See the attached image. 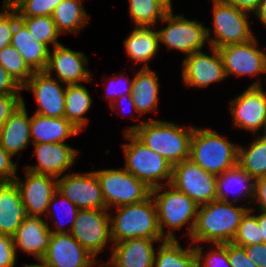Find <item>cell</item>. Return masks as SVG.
Instances as JSON below:
<instances>
[{
  "label": "cell",
  "instance_id": "6da1fadb",
  "mask_svg": "<svg viewBox=\"0 0 266 267\" xmlns=\"http://www.w3.org/2000/svg\"><path fill=\"white\" fill-rule=\"evenodd\" d=\"M145 146L163 156L172 166L190 158V141L194 126H179L159 119L146 120L124 127Z\"/></svg>",
  "mask_w": 266,
  "mask_h": 267
},
{
  "label": "cell",
  "instance_id": "7a4b0ae2",
  "mask_svg": "<svg viewBox=\"0 0 266 267\" xmlns=\"http://www.w3.org/2000/svg\"><path fill=\"white\" fill-rule=\"evenodd\" d=\"M247 206L214 200L200 205L190 242L200 245L224 244L232 242L235 238L242 216L250 209Z\"/></svg>",
  "mask_w": 266,
  "mask_h": 267
},
{
  "label": "cell",
  "instance_id": "3957f363",
  "mask_svg": "<svg viewBox=\"0 0 266 267\" xmlns=\"http://www.w3.org/2000/svg\"><path fill=\"white\" fill-rule=\"evenodd\" d=\"M115 209L116 214L109 210L113 243L133 238L165 239L159 228L157 209L151 195L142 202Z\"/></svg>",
  "mask_w": 266,
  "mask_h": 267
},
{
  "label": "cell",
  "instance_id": "277c9868",
  "mask_svg": "<svg viewBox=\"0 0 266 267\" xmlns=\"http://www.w3.org/2000/svg\"><path fill=\"white\" fill-rule=\"evenodd\" d=\"M151 196L156 205L162 236L166 240H177L174 231L187 225V235L190 238L199 205L170 184L151 189Z\"/></svg>",
  "mask_w": 266,
  "mask_h": 267
},
{
  "label": "cell",
  "instance_id": "5b68a950",
  "mask_svg": "<svg viewBox=\"0 0 266 267\" xmlns=\"http://www.w3.org/2000/svg\"><path fill=\"white\" fill-rule=\"evenodd\" d=\"M238 146L217 130L194 126L190 159L206 172L219 175L238 164Z\"/></svg>",
  "mask_w": 266,
  "mask_h": 267
},
{
  "label": "cell",
  "instance_id": "8992f818",
  "mask_svg": "<svg viewBox=\"0 0 266 267\" xmlns=\"http://www.w3.org/2000/svg\"><path fill=\"white\" fill-rule=\"evenodd\" d=\"M124 139L128 142L122 145L126 171L151 189L170 184L172 165L163 156L145 146L132 133L124 134Z\"/></svg>",
  "mask_w": 266,
  "mask_h": 267
},
{
  "label": "cell",
  "instance_id": "52a82bcc",
  "mask_svg": "<svg viewBox=\"0 0 266 267\" xmlns=\"http://www.w3.org/2000/svg\"><path fill=\"white\" fill-rule=\"evenodd\" d=\"M213 29L207 28L209 45L215 48L240 44L255 37L249 23V13L222 0H212ZM213 30V31H212ZM214 36H212V33ZM213 37V38H212Z\"/></svg>",
  "mask_w": 266,
  "mask_h": 267
},
{
  "label": "cell",
  "instance_id": "ba28073f",
  "mask_svg": "<svg viewBox=\"0 0 266 267\" xmlns=\"http://www.w3.org/2000/svg\"><path fill=\"white\" fill-rule=\"evenodd\" d=\"M94 172L98 177L108 210L142 202L151 195V188L124 168L101 169Z\"/></svg>",
  "mask_w": 266,
  "mask_h": 267
},
{
  "label": "cell",
  "instance_id": "9c48e42d",
  "mask_svg": "<svg viewBox=\"0 0 266 267\" xmlns=\"http://www.w3.org/2000/svg\"><path fill=\"white\" fill-rule=\"evenodd\" d=\"M161 22L167 26L157 30L159 43H163L167 50H177L187 56L203 50L206 42L209 46L207 27L202 22L188 20L184 14L174 15L173 10H169Z\"/></svg>",
  "mask_w": 266,
  "mask_h": 267
},
{
  "label": "cell",
  "instance_id": "30bf717a",
  "mask_svg": "<svg viewBox=\"0 0 266 267\" xmlns=\"http://www.w3.org/2000/svg\"><path fill=\"white\" fill-rule=\"evenodd\" d=\"M261 79L249 84L241 94L229 101L233 128L244 129L251 134L266 128V91Z\"/></svg>",
  "mask_w": 266,
  "mask_h": 267
},
{
  "label": "cell",
  "instance_id": "8fae6325",
  "mask_svg": "<svg viewBox=\"0 0 266 267\" xmlns=\"http://www.w3.org/2000/svg\"><path fill=\"white\" fill-rule=\"evenodd\" d=\"M70 234L97 260L107 245L113 243L109 210H79Z\"/></svg>",
  "mask_w": 266,
  "mask_h": 267
},
{
  "label": "cell",
  "instance_id": "7c38bea8",
  "mask_svg": "<svg viewBox=\"0 0 266 267\" xmlns=\"http://www.w3.org/2000/svg\"><path fill=\"white\" fill-rule=\"evenodd\" d=\"M170 185L199 206L217 200L216 175L206 172L190 158L172 166Z\"/></svg>",
  "mask_w": 266,
  "mask_h": 267
},
{
  "label": "cell",
  "instance_id": "4fadbf2b",
  "mask_svg": "<svg viewBox=\"0 0 266 267\" xmlns=\"http://www.w3.org/2000/svg\"><path fill=\"white\" fill-rule=\"evenodd\" d=\"M255 36L248 42L218 48L226 77L257 76L266 73V50L258 46Z\"/></svg>",
  "mask_w": 266,
  "mask_h": 267
},
{
  "label": "cell",
  "instance_id": "5bb4252c",
  "mask_svg": "<svg viewBox=\"0 0 266 267\" xmlns=\"http://www.w3.org/2000/svg\"><path fill=\"white\" fill-rule=\"evenodd\" d=\"M209 48L211 55L200 50L183 58L181 77L186 88H206L227 78L218 48Z\"/></svg>",
  "mask_w": 266,
  "mask_h": 267
},
{
  "label": "cell",
  "instance_id": "9a60e30c",
  "mask_svg": "<svg viewBox=\"0 0 266 267\" xmlns=\"http://www.w3.org/2000/svg\"><path fill=\"white\" fill-rule=\"evenodd\" d=\"M57 191L75 204L79 210L107 209L94 171L68 173L57 178Z\"/></svg>",
  "mask_w": 266,
  "mask_h": 267
},
{
  "label": "cell",
  "instance_id": "2e32d148",
  "mask_svg": "<svg viewBox=\"0 0 266 267\" xmlns=\"http://www.w3.org/2000/svg\"><path fill=\"white\" fill-rule=\"evenodd\" d=\"M88 61L89 58L83 52L73 51L59 44L49 51L48 63L44 71L48 75H52L54 71L56 73L54 78L65 85L93 83L87 68Z\"/></svg>",
  "mask_w": 266,
  "mask_h": 267
},
{
  "label": "cell",
  "instance_id": "e0dca14e",
  "mask_svg": "<svg viewBox=\"0 0 266 267\" xmlns=\"http://www.w3.org/2000/svg\"><path fill=\"white\" fill-rule=\"evenodd\" d=\"M22 90L34 94L38 104L34 113L51 118L64 117L66 85L52 75L45 71L34 72Z\"/></svg>",
  "mask_w": 266,
  "mask_h": 267
},
{
  "label": "cell",
  "instance_id": "ac0fdd59",
  "mask_svg": "<svg viewBox=\"0 0 266 267\" xmlns=\"http://www.w3.org/2000/svg\"><path fill=\"white\" fill-rule=\"evenodd\" d=\"M23 170H25V179L21 180L18 175L15 178L22 202L28 216L42 217L46 214L49 202L57 191V178L25 168Z\"/></svg>",
  "mask_w": 266,
  "mask_h": 267
},
{
  "label": "cell",
  "instance_id": "d6986e66",
  "mask_svg": "<svg viewBox=\"0 0 266 267\" xmlns=\"http://www.w3.org/2000/svg\"><path fill=\"white\" fill-rule=\"evenodd\" d=\"M41 260L49 267H96L98 264L70 233H52Z\"/></svg>",
  "mask_w": 266,
  "mask_h": 267
},
{
  "label": "cell",
  "instance_id": "ffe728a7",
  "mask_svg": "<svg viewBox=\"0 0 266 267\" xmlns=\"http://www.w3.org/2000/svg\"><path fill=\"white\" fill-rule=\"evenodd\" d=\"M34 154L38 163L27 165L25 169L35 173L51 175L56 178L62 177L63 174L77 160L79 150L71 147L66 143H39L32 144Z\"/></svg>",
  "mask_w": 266,
  "mask_h": 267
},
{
  "label": "cell",
  "instance_id": "44dd1931",
  "mask_svg": "<svg viewBox=\"0 0 266 267\" xmlns=\"http://www.w3.org/2000/svg\"><path fill=\"white\" fill-rule=\"evenodd\" d=\"M166 239L133 238L113 243L108 262L113 267H153L156 247Z\"/></svg>",
  "mask_w": 266,
  "mask_h": 267
},
{
  "label": "cell",
  "instance_id": "7402d4cb",
  "mask_svg": "<svg viewBox=\"0 0 266 267\" xmlns=\"http://www.w3.org/2000/svg\"><path fill=\"white\" fill-rule=\"evenodd\" d=\"M43 217L28 216L18 227L13 235L14 246L25 254L32 255L41 260L48 248L52 232L49 229V221ZM47 221V222H46Z\"/></svg>",
  "mask_w": 266,
  "mask_h": 267
},
{
  "label": "cell",
  "instance_id": "603a6c76",
  "mask_svg": "<svg viewBox=\"0 0 266 267\" xmlns=\"http://www.w3.org/2000/svg\"><path fill=\"white\" fill-rule=\"evenodd\" d=\"M234 187L235 190L236 187H238V189L236 190L237 192H233L234 196L230 200L228 198H230L229 195H231ZM254 189L255 180L238 164L225 170L222 174L216 175L217 200L232 204H238L243 201L246 202L247 200V204L252 205L254 199Z\"/></svg>",
  "mask_w": 266,
  "mask_h": 267
},
{
  "label": "cell",
  "instance_id": "cb8c5ba5",
  "mask_svg": "<svg viewBox=\"0 0 266 267\" xmlns=\"http://www.w3.org/2000/svg\"><path fill=\"white\" fill-rule=\"evenodd\" d=\"M27 217L16 181H0V234L13 236Z\"/></svg>",
  "mask_w": 266,
  "mask_h": 267
},
{
  "label": "cell",
  "instance_id": "d4e9b609",
  "mask_svg": "<svg viewBox=\"0 0 266 267\" xmlns=\"http://www.w3.org/2000/svg\"><path fill=\"white\" fill-rule=\"evenodd\" d=\"M23 103L7 119L0 129V145L12 156L28 147L31 141L30 120L27 107Z\"/></svg>",
  "mask_w": 266,
  "mask_h": 267
},
{
  "label": "cell",
  "instance_id": "484cf974",
  "mask_svg": "<svg viewBox=\"0 0 266 267\" xmlns=\"http://www.w3.org/2000/svg\"><path fill=\"white\" fill-rule=\"evenodd\" d=\"M157 72L148 68H141L133 77L131 97L138 116L155 112L159 105L160 82Z\"/></svg>",
  "mask_w": 266,
  "mask_h": 267
},
{
  "label": "cell",
  "instance_id": "4316f807",
  "mask_svg": "<svg viewBox=\"0 0 266 267\" xmlns=\"http://www.w3.org/2000/svg\"><path fill=\"white\" fill-rule=\"evenodd\" d=\"M32 144L65 143L80 131L65 117L51 118L34 113L30 120Z\"/></svg>",
  "mask_w": 266,
  "mask_h": 267
},
{
  "label": "cell",
  "instance_id": "83f0119b",
  "mask_svg": "<svg viewBox=\"0 0 266 267\" xmlns=\"http://www.w3.org/2000/svg\"><path fill=\"white\" fill-rule=\"evenodd\" d=\"M10 45L19 52L33 72L46 69L50 48L35 40L20 20L15 24Z\"/></svg>",
  "mask_w": 266,
  "mask_h": 267
},
{
  "label": "cell",
  "instance_id": "f1b7e54d",
  "mask_svg": "<svg viewBox=\"0 0 266 267\" xmlns=\"http://www.w3.org/2000/svg\"><path fill=\"white\" fill-rule=\"evenodd\" d=\"M156 29V26H135L124 40V48L129 59L135 63H144L143 68H148V62L153 60L160 50L161 44Z\"/></svg>",
  "mask_w": 266,
  "mask_h": 267
},
{
  "label": "cell",
  "instance_id": "f546056e",
  "mask_svg": "<svg viewBox=\"0 0 266 267\" xmlns=\"http://www.w3.org/2000/svg\"><path fill=\"white\" fill-rule=\"evenodd\" d=\"M153 267H199L194 245L184 248L178 240H165L155 251Z\"/></svg>",
  "mask_w": 266,
  "mask_h": 267
},
{
  "label": "cell",
  "instance_id": "4dcf8cb0",
  "mask_svg": "<svg viewBox=\"0 0 266 267\" xmlns=\"http://www.w3.org/2000/svg\"><path fill=\"white\" fill-rule=\"evenodd\" d=\"M51 17L60 34H79L90 19L82 0H62L55 7Z\"/></svg>",
  "mask_w": 266,
  "mask_h": 267
},
{
  "label": "cell",
  "instance_id": "1f68e13d",
  "mask_svg": "<svg viewBox=\"0 0 266 267\" xmlns=\"http://www.w3.org/2000/svg\"><path fill=\"white\" fill-rule=\"evenodd\" d=\"M89 90L82 84L66 85L64 117L82 132L89 123L85 114L92 107Z\"/></svg>",
  "mask_w": 266,
  "mask_h": 267
},
{
  "label": "cell",
  "instance_id": "d6a6232c",
  "mask_svg": "<svg viewBox=\"0 0 266 267\" xmlns=\"http://www.w3.org/2000/svg\"><path fill=\"white\" fill-rule=\"evenodd\" d=\"M256 135L248 148L238 146V165L254 180L266 177V140Z\"/></svg>",
  "mask_w": 266,
  "mask_h": 267
},
{
  "label": "cell",
  "instance_id": "836d02e7",
  "mask_svg": "<svg viewBox=\"0 0 266 267\" xmlns=\"http://www.w3.org/2000/svg\"><path fill=\"white\" fill-rule=\"evenodd\" d=\"M129 15L134 26H156L169 11L158 0H129Z\"/></svg>",
  "mask_w": 266,
  "mask_h": 267
},
{
  "label": "cell",
  "instance_id": "e575fe53",
  "mask_svg": "<svg viewBox=\"0 0 266 267\" xmlns=\"http://www.w3.org/2000/svg\"><path fill=\"white\" fill-rule=\"evenodd\" d=\"M56 205L57 206L59 205L58 207H60L61 209L58 208ZM55 207H56V209L58 208L57 213H60V210H61V212H62V213H60L61 216L56 214ZM78 212H79V209L77 208V206L75 204H73L69 199L64 197L61 193L56 191L54 193V195L52 196L51 201L49 202L48 209H47V212L45 215L47 219L52 218L51 220H53V218H55L53 221V222H55V223H53V226L50 227V225H48L50 231L52 233H70V231L73 227V224L75 223V219H76ZM68 214H69V216H68ZM56 215H57V217H56ZM66 216H68L70 218V220L67 221V223L65 222ZM68 222L71 223L69 225L70 226L69 228H68V226H66V224H69ZM64 223H66V224H64ZM53 227H54V229H52ZM65 228H68V229H65Z\"/></svg>",
  "mask_w": 266,
  "mask_h": 267
},
{
  "label": "cell",
  "instance_id": "d590c367",
  "mask_svg": "<svg viewBox=\"0 0 266 267\" xmlns=\"http://www.w3.org/2000/svg\"><path fill=\"white\" fill-rule=\"evenodd\" d=\"M19 20L27 27L35 40L44 43L48 48L62 44L58 41L61 35L51 16L19 17Z\"/></svg>",
  "mask_w": 266,
  "mask_h": 267
},
{
  "label": "cell",
  "instance_id": "8d00e7d4",
  "mask_svg": "<svg viewBox=\"0 0 266 267\" xmlns=\"http://www.w3.org/2000/svg\"><path fill=\"white\" fill-rule=\"evenodd\" d=\"M0 65L21 87L28 82L34 73L12 45L4 47L0 51Z\"/></svg>",
  "mask_w": 266,
  "mask_h": 267
},
{
  "label": "cell",
  "instance_id": "74e56055",
  "mask_svg": "<svg viewBox=\"0 0 266 267\" xmlns=\"http://www.w3.org/2000/svg\"><path fill=\"white\" fill-rule=\"evenodd\" d=\"M254 210L252 207L242 216L237 234L232 241L234 244L249 246L263 243L261 227L257 221V215L253 212Z\"/></svg>",
  "mask_w": 266,
  "mask_h": 267
},
{
  "label": "cell",
  "instance_id": "f35d334b",
  "mask_svg": "<svg viewBox=\"0 0 266 267\" xmlns=\"http://www.w3.org/2000/svg\"><path fill=\"white\" fill-rule=\"evenodd\" d=\"M203 244L195 245L194 249L198 257L199 267H231L226 250V243L211 244L208 252H204Z\"/></svg>",
  "mask_w": 266,
  "mask_h": 267
},
{
  "label": "cell",
  "instance_id": "ab89813d",
  "mask_svg": "<svg viewBox=\"0 0 266 267\" xmlns=\"http://www.w3.org/2000/svg\"><path fill=\"white\" fill-rule=\"evenodd\" d=\"M62 0H21L14 9L19 17L51 16Z\"/></svg>",
  "mask_w": 266,
  "mask_h": 267
},
{
  "label": "cell",
  "instance_id": "60d3db41",
  "mask_svg": "<svg viewBox=\"0 0 266 267\" xmlns=\"http://www.w3.org/2000/svg\"><path fill=\"white\" fill-rule=\"evenodd\" d=\"M0 11V51L9 46L14 32L15 24L19 21L18 12L10 6L1 4Z\"/></svg>",
  "mask_w": 266,
  "mask_h": 267
},
{
  "label": "cell",
  "instance_id": "b9f144b4",
  "mask_svg": "<svg viewBox=\"0 0 266 267\" xmlns=\"http://www.w3.org/2000/svg\"><path fill=\"white\" fill-rule=\"evenodd\" d=\"M124 81V82H123ZM133 79L127 78L123 72L119 75L115 74L110 77L108 85L105 87V95L109 106L119 97L123 95L131 94Z\"/></svg>",
  "mask_w": 266,
  "mask_h": 267
},
{
  "label": "cell",
  "instance_id": "7bdbcfd3",
  "mask_svg": "<svg viewBox=\"0 0 266 267\" xmlns=\"http://www.w3.org/2000/svg\"><path fill=\"white\" fill-rule=\"evenodd\" d=\"M17 254L13 236L0 234V267H15Z\"/></svg>",
  "mask_w": 266,
  "mask_h": 267
},
{
  "label": "cell",
  "instance_id": "ee69618b",
  "mask_svg": "<svg viewBox=\"0 0 266 267\" xmlns=\"http://www.w3.org/2000/svg\"><path fill=\"white\" fill-rule=\"evenodd\" d=\"M226 250L231 267H257L249 259L243 246L229 242L226 243Z\"/></svg>",
  "mask_w": 266,
  "mask_h": 267
},
{
  "label": "cell",
  "instance_id": "f6af8a7d",
  "mask_svg": "<svg viewBox=\"0 0 266 267\" xmlns=\"http://www.w3.org/2000/svg\"><path fill=\"white\" fill-rule=\"evenodd\" d=\"M22 103L21 95L0 94V129Z\"/></svg>",
  "mask_w": 266,
  "mask_h": 267
},
{
  "label": "cell",
  "instance_id": "bcb514c9",
  "mask_svg": "<svg viewBox=\"0 0 266 267\" xmlns=\"http://www.w3.org/2000/svg\"><path fill=\"white\" fill-rule=\"evenodd\" d=\"M13 156L0 145V181L15 180L17 176V162H13Z\"/></svg>",
  "mask_w": 266,
  "mask_h": 267
},
{
  "label": "cell",
  "instance_id": "7dc6e473",
  "mask_svg": "<svg viewBox=\"0 0 266 267\" xmlns=\"http://www.w3.org/2000/svg\"><path fill=\"white\" fill-rule=\"evenodd\" d=\"M22 87L0 65V94L21 95Z\"/></svg>",
  "mask_w": 266,
  "mask_h": 267
},
{
  "label": "cell",
  "instance_id": "c3c4849f",
  "mask_svg": "<svg viewBox=\"0 0 266 267\" xmlns=\"http://www.w3.org/2000/svg\"><path fill=\"white\" fill-rule=\"evenodd\" d=\"M249 259L257 267H266V244H252L249 246H243Z\"/></svg>",
  "mask_w": 266,
  "mask_h": 267
},
{
  "label": "cell",
  "instance_id": "681fc988",
  "mask_svg": "<svg viewBox=\"0 0 266 267\" xmlns=\"http://www.w3.org/2000/svg\"><path fill=\"white\" fill-rule=\"evenodd\" d=\"M254 203L257 204L258 210L266 212V177L255 180Z\"/></svg>",
  "mask_w": 266,
  "mask_h": 267
},
{
  "label": "cell",
  "instance_id": "f907efd6",
  "mask_svg": "<svg viewBox=\"0 0 266 267\" xmlns=\"http://www.w3.org/2000/svg\"><path fill=\"white\" fill-rule=\"evenodd\" d=\"M224 3L235 6L239 10L245 11L249 14H253L261 0H222Z\"/></svg>",
  "mask_w": 266,
  "mask_h": 267
},
{
  "label": "cell",
  "instance_id": "816d5d0a",
  "mask_svg": "<svg viewBox=\"0 0 266 267\" xmlns=\"http://www.w3.org/2000/svg\"><path fill=\"white\" fill-rule=\"evenodd\" d=\"M125 104V105H124ZM122 105H123V107H122ZM128 108V107H130V109H132V111H129V113L131 114V112H133V117L131 118V119H133V120H138L135 116L137 115V114H134L135 112H137L136 111V109H135V105H134V102H133V100H132V97H131V94H127V95H123L122 97H119L118 99H116L114 102H112V104L109 106L110 108H111V111H115L117 108H119V107H121V108H123L124 110H125V108L126 107ZM125 107V108H124ZM122 110V109H121Z\"/></svg>",
  "mask_w": 266,
  "mask_h": 267
},
{
  "label": "cell",
  "instance_id": "f5cc1de1",
  "mask_svg": "<svg viewBox=\"0 0 266 267\" xmlns=\"http://www.w3.org/2000/svg\"><path fill=\"white\" fill-rule=\"evenodd\" d=\"M254 16L266 27V0H261Z\"/></svg>",
  "mask_w": 266,
  "mask_h": 267
},
{
  "label": "cell",
  "instance_id": "db71d44e",
  "mask_svg": "<svg viewBox=\"0 0 266 267\" xmlns=\"http://www.w3.org/2000/svg\"><path fill=\"white\" fill-rule=\"evenodd\" d=\"M257 221L261 227V233L263 237V243L266 244V212L258 210Z\"/></svg>",
  "mask_w": 266,
  "mask_h": 267
},
{
  "label": "cell",
  "instance_id": "11a10c76",
  "mask_svg": "<svg viewBox=\"0 0 266 267\" xmlns=\"http://www.w3.org/2000/svg\"><path fill=\"white\" fill-rule=\"evenodd\" d=\"M39 263L37 264H23V267H49L47 264H45L42 260L38 261Z\"/></svg>",
  "mask_w": 266,
  "mask_h": 267
},
{
  "label": "cell",
  "instance_id": "9f6ffc18",
  "mask_svg": "<svg viewBox=\"0 0 266 267\" xmlns=\"http://www.w3.org/2000/svg\"><path fill=\"white\" fill-rule=\"evenodd\" d=\"M21 0H3L2 4L10 6V7H15Z\"/></svg>",
  "mask_w": 266,
  "mask_h": 267
},
{
  "label": "cell",
  "instance_id": "6f0895ef",
  "mask_svg": "<svg viewBox=\"0 0 266 267\" xmlns=\"http://www.w3.org/2000/svg\"><path fill=\"white\" fill-rule=\"evenodd\" d=\"M161 2L168 10H173L172 8V0H158Z\"/></svg>",
  "mask_w": 266,
  "mask_h": 267
},
{
  "label": "cell",
  "instance_id": "680465c9",
  "mask_svg": "<svg viewBox=\"0 0 266 267\" xmlns=\"http://www.w3.org/2000/svg\"><path fill=\"white\" fill-rule=\"evenodd\" d=\"M113 267L108 261L107 262H102L100 265H97V267Z\"/></svg>",
  "mask_w": 266,
  "mask_h": 267
},
{
  "label": "cell",
  "instance_id": "91938a15",
  "mask_svg": "<svg viewBox=\"0 0 266 267\" xmlns=\"http://www.w3.org/2000/svg\"><path fill=\"white\" fill-rule=\"evenodd\" d=\"M262 136H263L264 139L266 140V128H265V130L263 131Z\"/></svg>",
  "mask_w": 266,
  "mask_h": 267
}]
</instances>
